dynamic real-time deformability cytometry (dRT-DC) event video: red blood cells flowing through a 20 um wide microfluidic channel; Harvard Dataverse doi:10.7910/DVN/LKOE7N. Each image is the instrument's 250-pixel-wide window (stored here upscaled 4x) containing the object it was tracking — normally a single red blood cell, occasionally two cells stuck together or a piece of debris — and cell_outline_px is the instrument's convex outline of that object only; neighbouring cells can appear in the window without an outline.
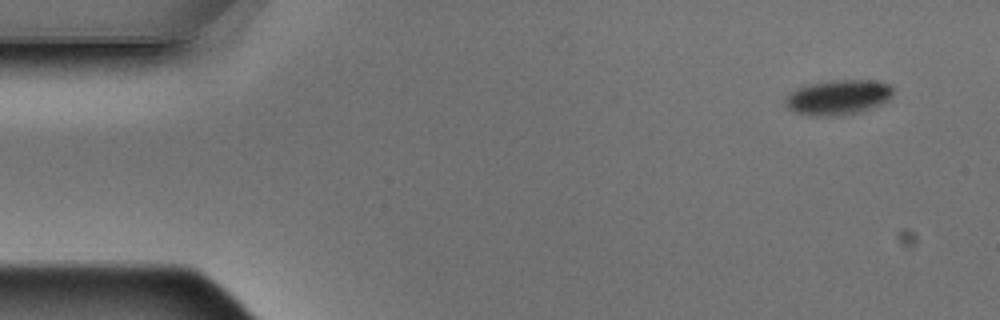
{"species": "Egyptian fruit bat (a non-hibernating species)", "species_latin": "Rousettus aegyptiacus", "temperature_condition": "warm", "stored_images_in_passage": 4, "camera_frame_rate_fps": 3000, "um_per_image_px": 0.085, "animal": {"sex": "male"}, "frame": {"image": 1, "passage_image": 1, "time_ms": 0.0, "image_size_px": [1000, 320], "cell_outline_px": [[892, 96], [888, 100], [880, 104], [860, 112], [836, 116], [808, 116], [792, 112], [784, 104], [784, 100], [788, 92], [796, 88], [812, 84], [836, 80], [876, 80], [888, 84], [892, 88]], "centroid_in_image_um": [71.19, 8.29], "position_along_channel_um": 13.8, "area_um2": 22.14}}
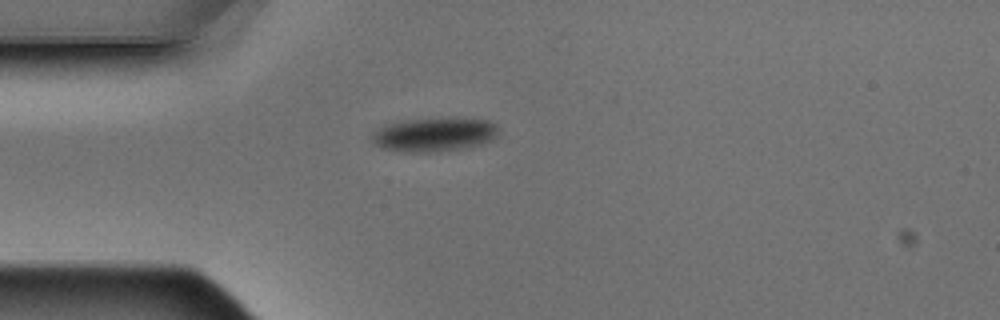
{"frame": {"image": 2, "passage_image": 4, "time_ms": 1.0, "image_size_px": [1000, 320], "cell_outline_px": [[496, 136], [492, 140], [480, 144], [464, 148], [432, 152], [404, 152], [384, 148], [376, 144], [368, 136], [372, 132], [384, 124], [408, 120], [488, 120], [496, 124]], "centroid_in_image_um": [36.83, 11.47], "position_along_channel_um": 48.2, "area_um2": 24.28}}